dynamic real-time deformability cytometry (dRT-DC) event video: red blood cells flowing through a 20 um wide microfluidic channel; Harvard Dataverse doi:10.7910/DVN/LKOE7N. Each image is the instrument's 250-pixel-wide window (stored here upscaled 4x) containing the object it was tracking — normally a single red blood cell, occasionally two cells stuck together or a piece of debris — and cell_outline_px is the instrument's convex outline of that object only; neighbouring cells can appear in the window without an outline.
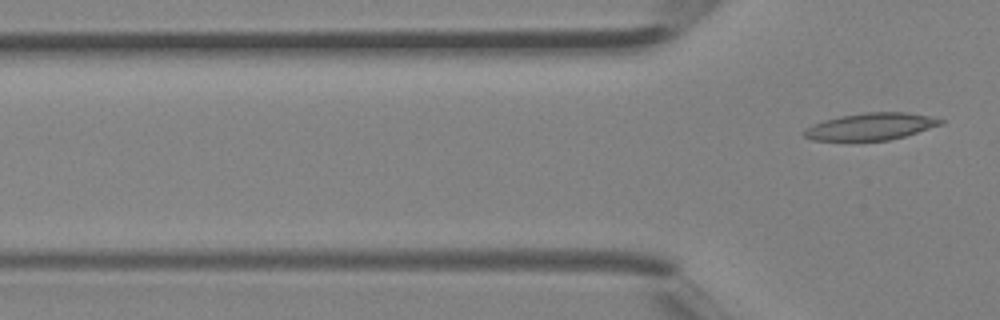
{"species": "Egyptian fruit bat (a non-hibernating species)", "species_latin": "Rousettus aegyptiacus", "temperature_condition": "room temperature", "stored_images_in_passage": 5, "camera_frame_rate_fps": 3000, "um_per_image_px": 0.085, "animal": {"sex": "female"}, "frame": {"image": 1, "passage_image": 5, "time_ms": 1.333, "image_size_px": [1000, 320], "cell_outline_px": [[944, 124], [904, 136], [888, 140], [812, 140], [804, 136], [804, 132], [812, 124], [824, 120], [840, 116], [864, 112], [904, 112], [928, 116], [944, 120]], "centroid_in_image_um": [74.03, 10.74], "position_along_channel_um": 51.8, "area_um2": 21.21}}